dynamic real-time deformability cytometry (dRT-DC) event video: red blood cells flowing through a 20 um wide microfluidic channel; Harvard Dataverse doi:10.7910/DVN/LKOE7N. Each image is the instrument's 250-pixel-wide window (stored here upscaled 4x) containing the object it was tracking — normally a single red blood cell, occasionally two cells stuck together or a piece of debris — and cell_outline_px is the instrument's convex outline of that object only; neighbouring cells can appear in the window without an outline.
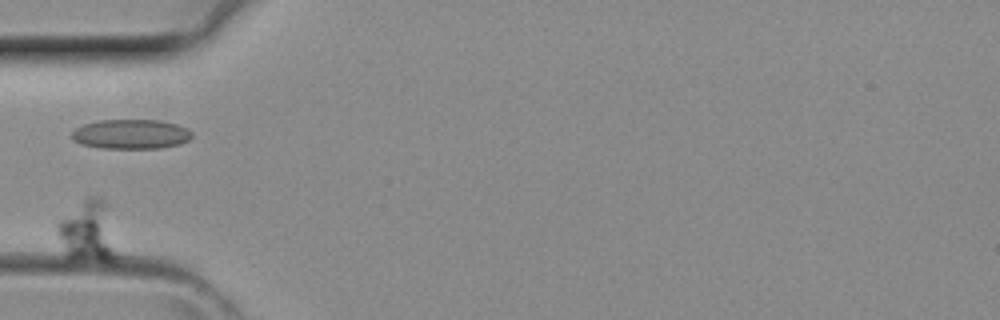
{"species": "common noctule bat (a hibernating species)", "species_latin": "Nyctalus noctula", "temperature_condition": "room temperature", "stored_images_in_passage": 2, "camera_frame_rate_fps": 3000, "um_per_image_px": 0.085, "animal": {"sex": "female", "body_mass_g": 29.2, "forearm_length_mm": 56.3}, "frame": {"image": 1, "passage_image": 1, "time_ms": 0.0, "image_size_px": [1000, 320], "cell_outline_px": [[120, 260], [68, 260], [56, 232], [56, 224], [60, 220], [88, 196], [100, 196], [108, 204]], "centroid_in_image_um": [7.53, 19.71], "position_along_channel_um": 77.5, "area_um2": 21.85}}